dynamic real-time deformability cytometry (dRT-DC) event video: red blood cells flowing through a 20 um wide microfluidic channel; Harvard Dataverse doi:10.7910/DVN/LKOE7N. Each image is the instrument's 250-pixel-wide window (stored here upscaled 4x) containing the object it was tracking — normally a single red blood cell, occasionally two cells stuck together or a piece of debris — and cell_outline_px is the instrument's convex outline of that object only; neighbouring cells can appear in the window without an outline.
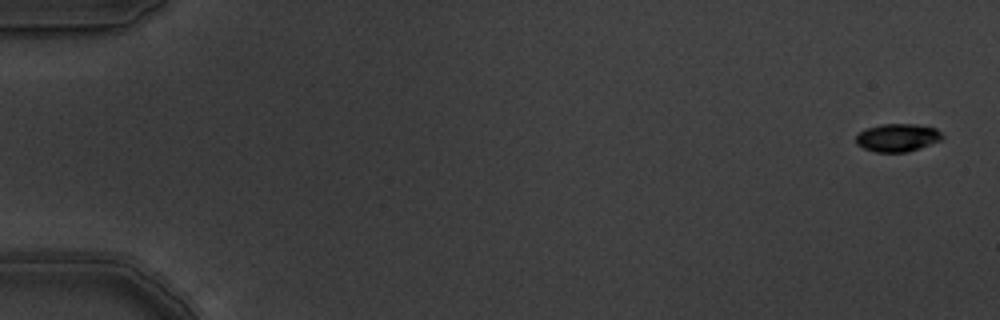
{"species": "common noctule bat (a hibernating species)", "species_latin": "Nyctalus noctula", "temperature_condition": "warm", "stored_images_in_passage": 6, "camera_frame_rate_fps": 3000, "um_per_image_px": 0.085, "animal": {"sex": "male", "body_mass_g": 19.5, "forearm_length_mm": 54.6}, "frame": {"image": 1, "passage_image": 1, "time_ms": 0.0, "image_size_px": [1000, 320], "cell_outline_px": [[944, 136], [940, 140], [920, 148], [908, 152], [876, 152], [864, 148], [856, 144], [856, 136], [864, 128], [880, 124], [916, 124], [936, 128]], "centroid_in_image_um": [76.27, 11.69], "position_along_channel_um": 8.7, "area_um2": 14.1}}
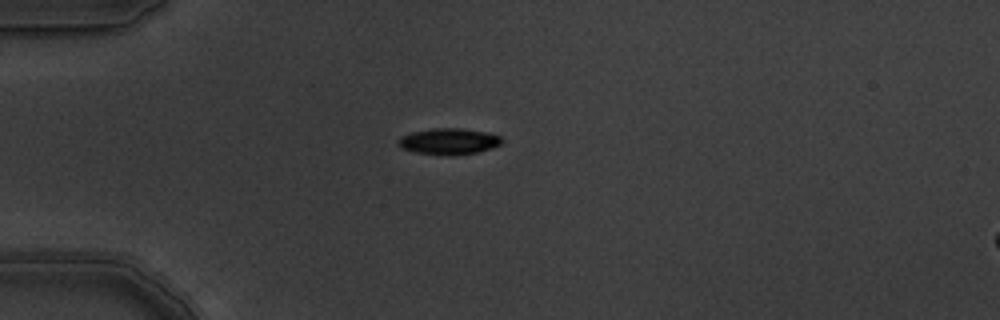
{"frame": {"image": 2, "passage_image": 5, "time_ms": 1.333, "image_size_px": [1000, 320], "cell_outline_px": [[504, 140], [500, 144], [492, 148], [476, 152], [452, 156], [448, 156], [416, 152], [400, 148], [396, 140], [400, 136], [412, 132], [432, 128], [460, 128], [488, 132], [500, 136]], "centroid_in_image_um": [38.13, 12.01], "position_along_channel_um": 46.9, "area_um2": 16.01}}